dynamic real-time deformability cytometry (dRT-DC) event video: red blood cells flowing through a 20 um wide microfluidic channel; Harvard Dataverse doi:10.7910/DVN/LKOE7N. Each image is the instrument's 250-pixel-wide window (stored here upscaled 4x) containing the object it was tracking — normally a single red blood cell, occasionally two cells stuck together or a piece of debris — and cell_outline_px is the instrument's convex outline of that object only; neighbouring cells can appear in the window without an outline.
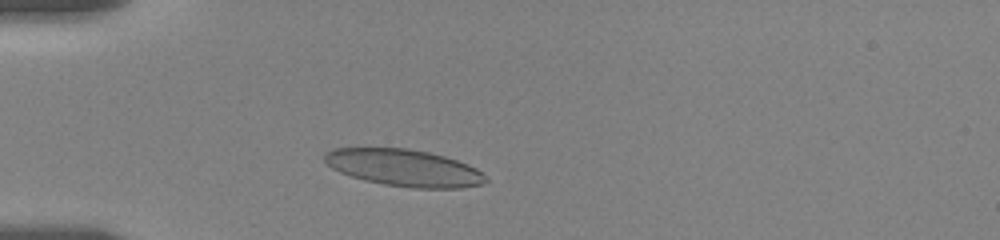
{"species": "human", "species_latin": "Homo sapiens", "temperature_condition": "room temperature", "stored_images_in_passage": 41, "camera_frame_rate_fps": 3000, "um_per_image_px": 0.085, "donor": {"sex": "female"}, "frame": {"image": 1, "passage_image": 8, "time_ms": 2.333, "image_size_px": [1000, 240], "cell_outline_px": [[488, 180], [484, 184], [460, 188], [412, 188], [384, 184], [364, 180], [340, 172], [332, 168], [324, 160], [324, 152], [332, 148], [408, 148], [428, 152], [444, 156], [468, 164], [476, 168]], "centroid_in_image_um": [34.33, 14.26], "position_along_channel_um": 50.7, "area_um2": 34.62}}
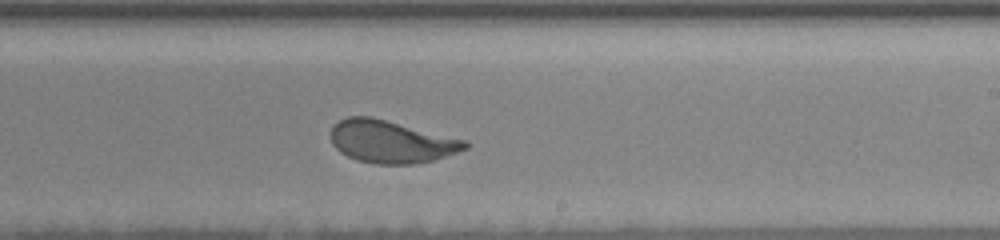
{"frame": {"image": 2, "passage_image": 27, "time_ms": 8.667, "image_size_px": [1000, 240], "cell_outline_px": [[468, 148], [432, 160], [416, 164], [376, 164], [356, 160], [340, 152], [332, 144], [332, 128], [340, 120], [348, 116], [372, 116], [468, 140]], "centroid_in_image_um": [33.26, 12.03], "position_along_channel_um": 255.7, "area_um2": 33.29}}
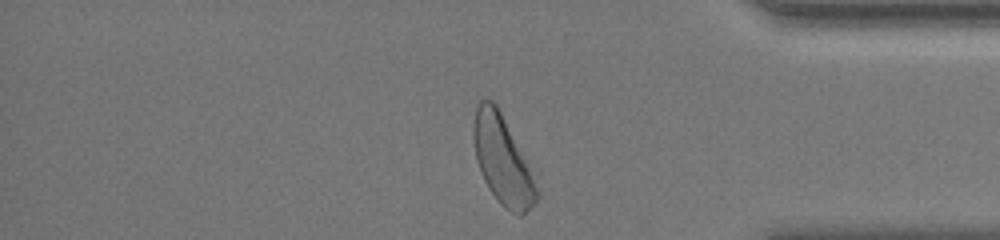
{"frame": {"image": 3, "passage_image": 40, "time_ms": 13.0, "image_size_px": [1000, 240], "cell_outline_px": [[540, 196], [524, 216], [520, 216], [504, 208], [500, 204], [488, 188], [480, 172], [476, 160], [472, 140], [472, 128], [476, 108], [480, 100], [484, 96], [492, 100], [496, 104], [540, 172]], "centroid_in_image_um": [42.84, 13.61], "position_along_channel_um": 392.4, "area_um2": 35.32}, "authors_computed_cell_mechanics": {"area_um2": 33.8708, "velocity_mm_per_s": 3.5008, "shape_relaxation_time_tau1_ms": 3.2492, "shape_relaxation_time_tau2_ms": null, "deformation_change_tau1": 0.138, "deformation_change_tau2": null}}